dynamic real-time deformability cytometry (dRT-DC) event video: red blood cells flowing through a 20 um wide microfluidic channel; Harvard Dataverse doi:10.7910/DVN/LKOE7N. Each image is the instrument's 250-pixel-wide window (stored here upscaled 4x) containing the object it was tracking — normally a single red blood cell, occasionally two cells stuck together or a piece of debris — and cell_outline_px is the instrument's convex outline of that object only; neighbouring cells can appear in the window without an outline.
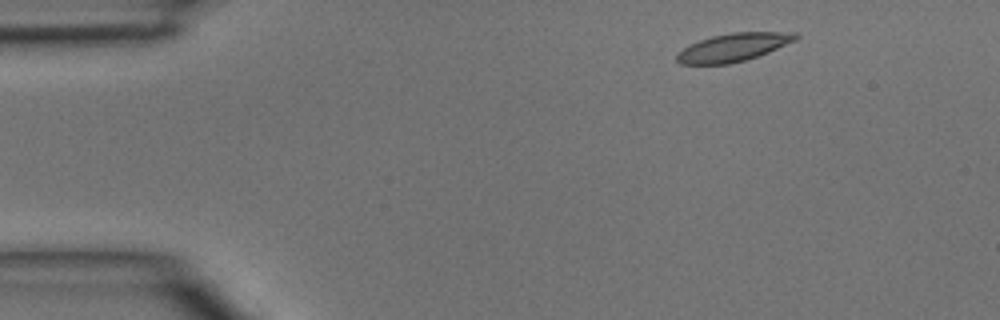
{"species": "common noctule bat (a hibernating species)", "species_latin": "Nyctalus noctula", "temperature_condition": "room temperature", "stored_images_in_passage": 4, "camera_frame_rate_fps": 3000, "um_per_image_px": 0.085, "animal": {"sex": "male", "body_mass_g": 15.6}, "frame": {"image": 1, "passage_image": 1, "time_ms": 0.0, "image_size_px": [1000, 320], "cell_outline_px": [[800, 36], [796, 40], [768, 52], [744, 60], [728, 64], [680, 64], [676, 60], [676, 52], [700, 40], [712, 36], [732, 32], [796, 32]], "centroid_in_image_um": [62.33, 4.02], "position_along_channel_um": 22.7, "area_um2": 19.31}}